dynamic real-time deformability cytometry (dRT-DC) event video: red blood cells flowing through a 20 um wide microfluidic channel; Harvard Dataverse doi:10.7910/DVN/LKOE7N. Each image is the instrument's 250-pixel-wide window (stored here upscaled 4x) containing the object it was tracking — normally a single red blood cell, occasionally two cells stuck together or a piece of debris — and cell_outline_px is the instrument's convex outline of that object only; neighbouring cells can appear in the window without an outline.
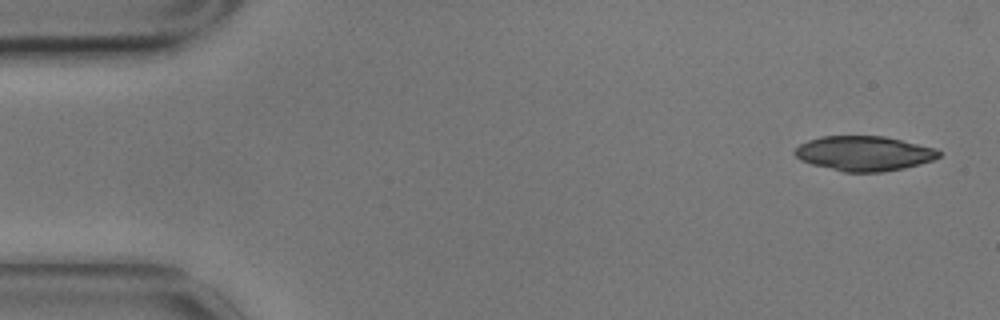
{"species": "common noctule bat (a hibernating species)", "species_latin": "Nyctalus noctula", "temperature_condition": "cold", "stored_images_in_passage": 2, "camera_frame_rate_fps": 3000, "um_per_image_px": 0.085, "animal": {"sex": "male", "body_mass_g": 17.9}, "frame": {"image": 1, "passage_image": 2, "time_ms": 0.333, "image_size_px": [1000, 320], "cell_outline_px": [[940, 156], [932, 160], [920, 164], [904, 168], [884, 172], [844, 172], [812, 164], [800, 160], [792, 152], [800, 144], [808, 140], [820, 136], [884, 136], [936, 148], [940, 152]], "centroid_in_image_um": [73.43, 13.04], "position_along_channel_um": 11.6, "area_um2": 29.25}}